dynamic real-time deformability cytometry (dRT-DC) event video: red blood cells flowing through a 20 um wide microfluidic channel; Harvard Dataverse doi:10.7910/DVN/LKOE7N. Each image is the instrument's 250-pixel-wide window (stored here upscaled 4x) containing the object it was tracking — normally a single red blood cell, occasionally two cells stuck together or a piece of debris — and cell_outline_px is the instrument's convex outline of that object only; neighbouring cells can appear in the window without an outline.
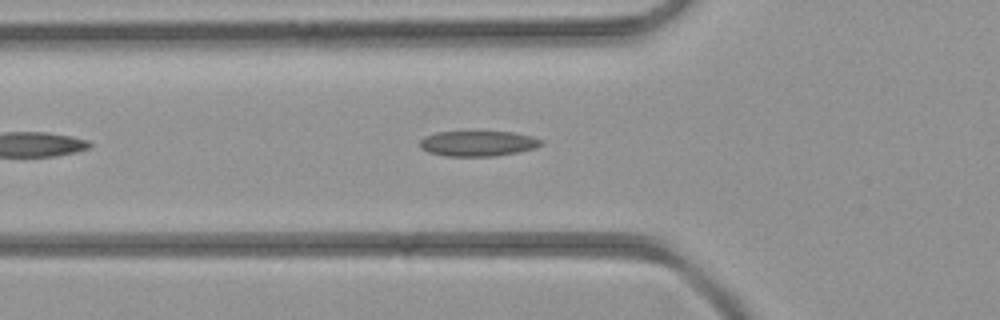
{"species": "common noctule bat (a hibernating species)", "species_latin": "Nyctalus noctula", "temperature_condition": "room temperature", "stored_images_in_passage": 30, "camera_frame_rate_fps": 3000, "um_per_image_px": 0.085, "animal": {"sex": "female", "body_mass_g": 21.9}, "frame": {"image": 1, "passage_image": 2, "time_ms": 0.333, "image_size_px": [1000, 320], "cell_outline_px": [[544, 144], [536, 148], [520, 152], [496, 156], [444, 156], [428, 152], [420, 148], [420, 140], [424, 136], [436, 132], [512, 132], [532, 136], [544, 140]], "centroid_in_image_um": [40.65, 12.2], "position_along_channel_um": 85.1, "area_um2": 18.15}}
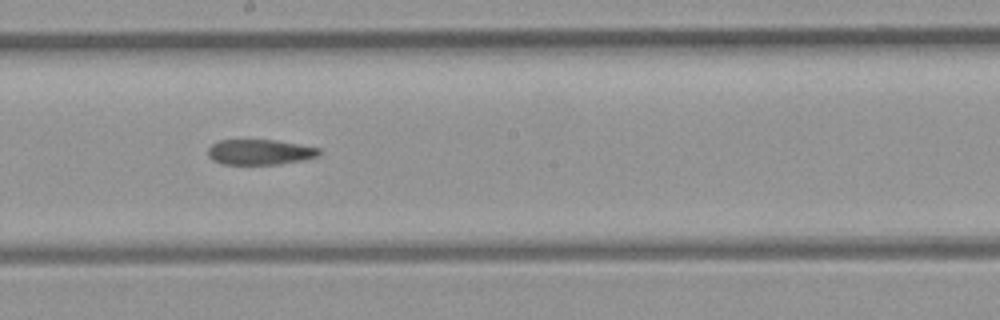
{"frame": {"image": 2, "passage_image": 11, "time_ms": 3.333, "image_size_px": [1000, 320], "cell_outline_px": [[320, 156], [280, 164], [224, 164], [212, 160], [208, 156], [208, 148], [212, 144], [220, 140], [276, 140], [320, 148]], "centroid_in_image_um": [22.08, 12.92], "position_along_channel_um": 226.1, "area_um2": 16.36}}
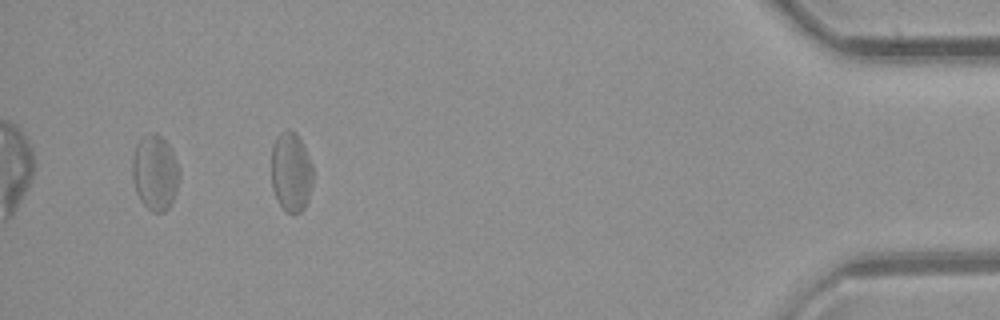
{"frame": {"image": 3, "passage_image": 27, "time_ms": 8.667, "image_size_px": [1000, 320], "cell_outline_px": [[180, 176], [176, 192], [168, 208], [164, 212], [152, 212], [140, 200], [136, 192], [132, 180], [132, 156], [136, 144], [144, 136], [152, 132], [156, 132], [168, 144], [176, 160], [180, 172]], "centroid_in_image_um": [13.16, 14.67], "position_along_channel_um": 422.0, "area_um2": 20.69}}